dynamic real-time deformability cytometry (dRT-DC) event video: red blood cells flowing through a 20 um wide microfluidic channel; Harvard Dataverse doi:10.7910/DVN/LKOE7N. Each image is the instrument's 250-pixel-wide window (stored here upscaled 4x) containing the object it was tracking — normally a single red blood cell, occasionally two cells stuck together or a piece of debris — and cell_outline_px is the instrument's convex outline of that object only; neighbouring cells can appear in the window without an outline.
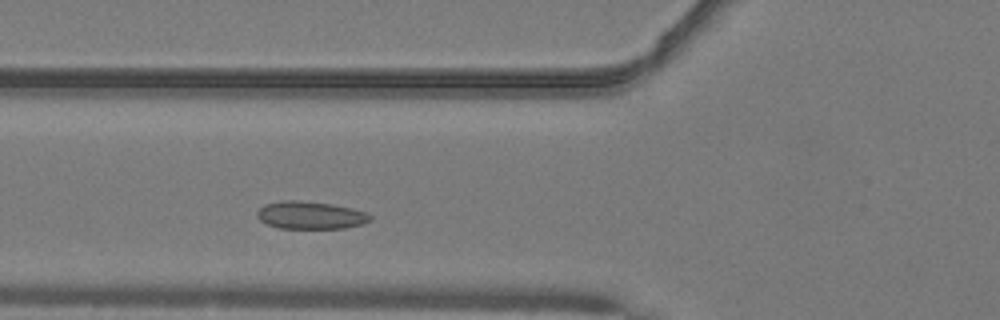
{"species": "common noctule bat (a hibernating species)", "species_latin": "Nyctalus noctula", "temperature_condition": "warm", "stored_images_in_passage": 39, "camera_frame_rate_fps": 3000, "um_per_image_px": 0.085, "animal": {"sex": "male", "body_mass_g": 19.2, "forearm_length_mm": 51.8}, "frame": {"image": 1, "passage_image": 7, "time_ms": 2.0, "image_size_px": [1000, 320], "cell_outline_px": [[372, 220], [364, 224], [344, 228], [280, 228], [268, 224], [260, 220], [256, 216], [256, 212], [264, 204], [280, 200], [300, 200], [332, 204], [368, 212], [372, 216]], "centroid_in_image_um": [26.4, 18.28], "position_along_channel_um": 99.4, "area_um2": 18.38}}
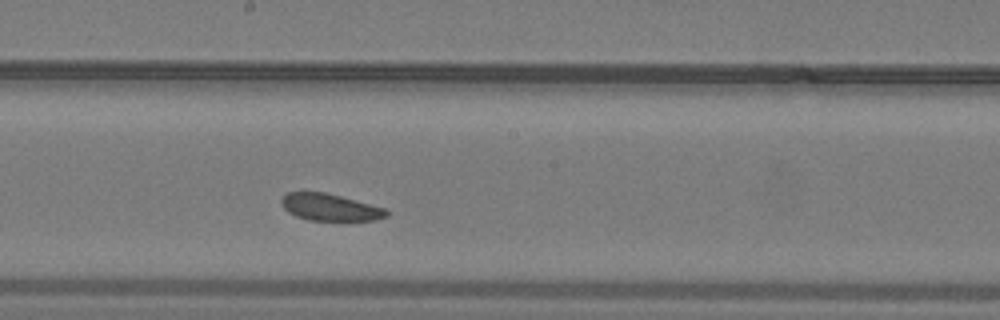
{"frame": {"image": 2, "passage_image": 16, "time_ms": 5.0, "image_size_px": [1000, 320], "cell_outline_px": [[388, 216], [376, 220], [308, 220], [296, 216], [288, 212], [280, 204], [280, 200], [288, 192], [324, 192], [340, 196], [384, 208], [388, 212]], "centroid_in_image_um": [28.02, 17.62], "position_along_channel_um": 220.2, "area_um2": 16.3}}
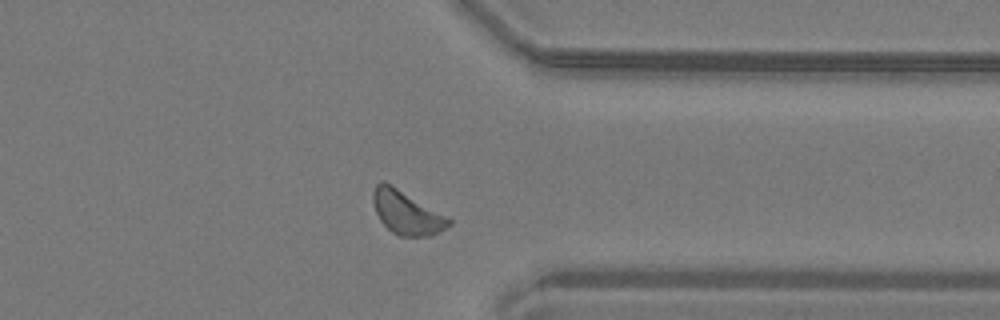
{"frame": {"image": 3, "passage_image": 28, "time_ms": 9.0, "image_size_px": [1000, 320], "cell_outline_px": [[452, 224], [428, 236], [400, 236], [392, 232], [380, 220], [376, 212], [372, 200], [372, 192], [376, 184], [380, 180], [384, 180], [448, 216], [452, 220]], "centroid_in_image_um": [34.54, 18.04], "position_along_channel_um": 376.9, "area_um2": 19.19}, "authors_computed_cell_mechanics": {"area_um2": 18.1492, "velocity_mm_per_s": 4.0204, "shape_relaxation_time_tau1_ms": null, "shape_relaxation_time_tau2_ms": 5.0372, "deformation_change_tau1": null, "deformation_change_tau2": 0.1051}}